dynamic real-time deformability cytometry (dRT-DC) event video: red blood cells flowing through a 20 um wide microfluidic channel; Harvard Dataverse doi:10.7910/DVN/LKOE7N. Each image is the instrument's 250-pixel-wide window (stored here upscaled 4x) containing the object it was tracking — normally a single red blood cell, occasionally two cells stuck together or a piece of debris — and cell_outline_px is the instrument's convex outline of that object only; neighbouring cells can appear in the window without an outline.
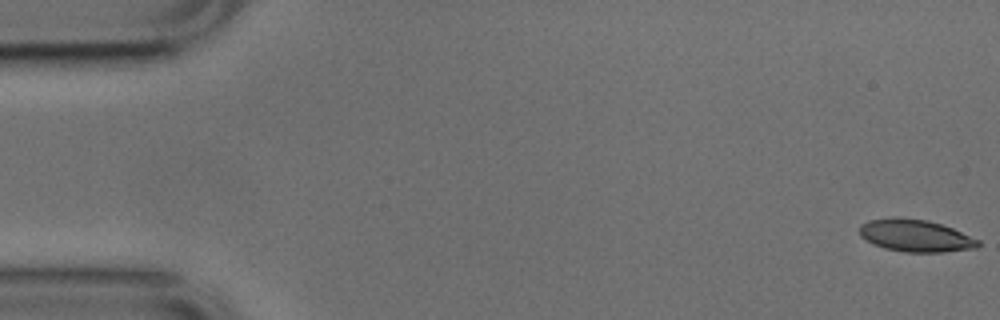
{"species": "common noctule bat (a hibernating species)", "species_latin": "Nyctalus noctula", "temperature_condition": "cold", "stored_images_in_passage": 17, "camera_frame_rate_fps": 3000, "um_per_image_px": 0.085, "animal": {"sex": "male", "body_mass_g": 17.9, "forearm_length_mm": 54.2}, "frame": {"image": 1, "passage_image": 1, "time_ms": 0.0, "image_size_px": [1000, 320], "cell_outline_px": [[980, 244], [976, 248], [944, 252], [904, 252], [884, 248], [872, 244], [860, 236], [860, 224], [868, 220], [892, 216], [896, 216], [928, 220], [952, 228], [980, 240]], "centroid_in_image_um": [77.78, 20.02], "position_along_channel_um": 7.2, "area_um2": 22.54}}
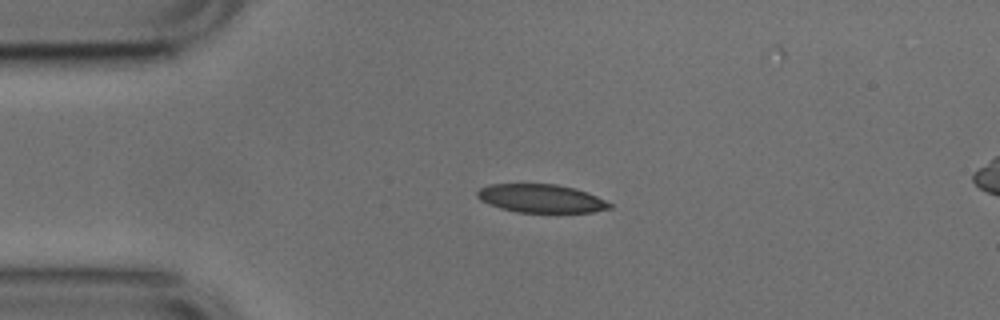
{"frame": {"image": 2, "passage_image": 12, "time_ms": 3.667, "image_size_px": [1000, 320], "cell_outline_px": [[612, 208], [592, 212], [516, 212], [500, 208], [488, 204], [480, 200], [476, 196], [476, 192], [480, 188], [488, 184], [556, 184], [576, 188], [588, 192], [612, 204]], "centroid_in_image_um": [45.97, 16.86], "position_along_channel_um": 39.0, "area_um2": 21.96}}